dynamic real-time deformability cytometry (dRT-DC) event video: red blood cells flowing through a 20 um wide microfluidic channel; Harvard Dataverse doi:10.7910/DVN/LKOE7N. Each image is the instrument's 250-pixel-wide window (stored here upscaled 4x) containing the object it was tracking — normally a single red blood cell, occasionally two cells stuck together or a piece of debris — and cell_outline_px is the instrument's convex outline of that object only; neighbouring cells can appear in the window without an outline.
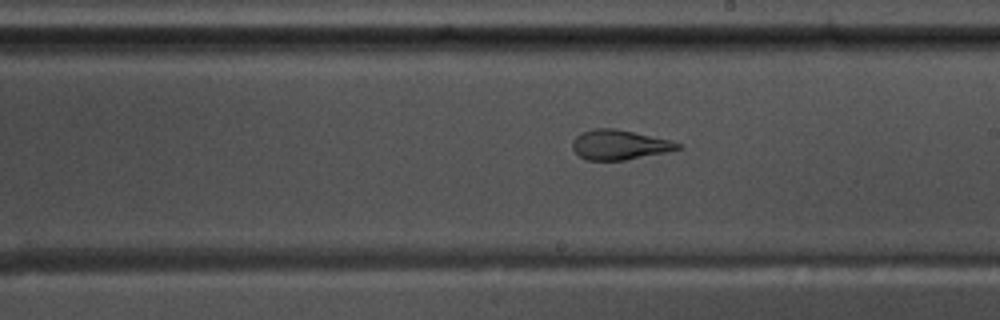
{"species": "common noctule bat (a hibernating species)", "species_latin": "Nyctalus noctula", "temperature_condition": "warm", "stored_images_in_passage": 49, "camera_frame_rate_fps": 3000, "um_per_image_px": 0.085, "animal": {"sex": "male", "body_mass_g": 17.5, "forearm_length_mm": 52.3}, "frame": {"image": 1, "passage_image": 26, "time_ms": 8.333, "image_size_px": [1000, 320], "cell_outline_px": [[684, 148], [624, 160], [588, 160], [580, 156], [572, 148], [572, 140], [580, 132], [596, 128], [612, 128], [672, 140], [680, 144]], "centroid_in_image_um": [52.63, 12.3], "position_along_channel_um": 236.4, "area_um2": 18.09}}
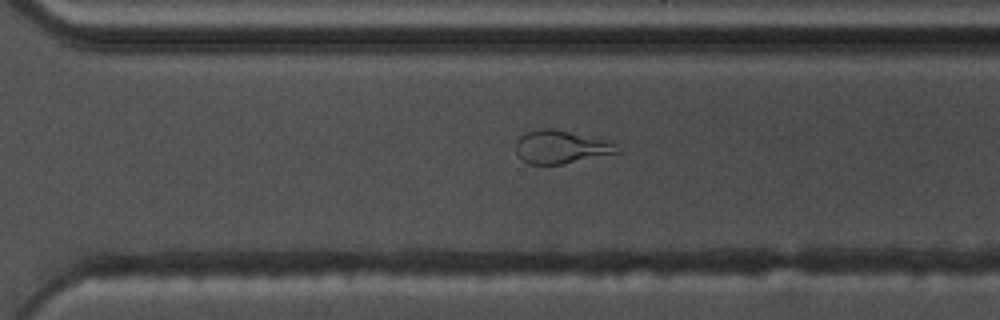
{"frame": {"image": 2, "passage_image": 33, "time_ms": 10.667, "image_size_px": [1000, 320], "cell_outline_px": [[620, 152], [560, 164], [528, 164], [520, 160], [516, 152], [516, 140], [520, 136], [528, 132], [540, 128], [552, 128], [604, 140], [616, 144], [620, 148]], "centroid_in_image_um": [47.62, 12.5], "position_along_channel_um": 323.0, "area_um2": 19.31}}
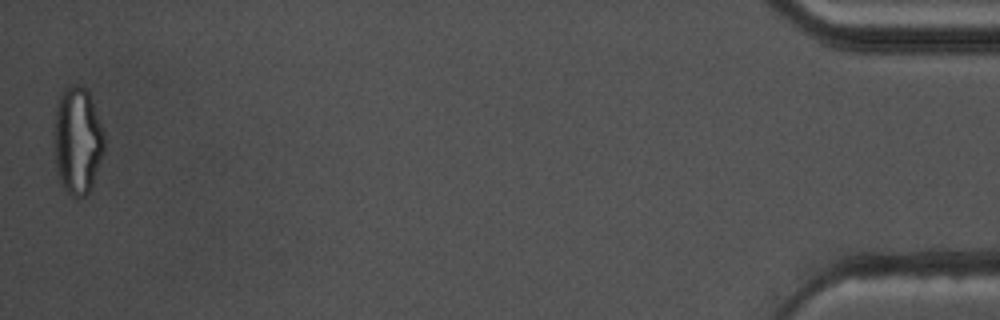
{"frame": {"image": 3, "passage_image": 49, "time_ms": 16.0, "image_size_px": [1000, 320], "cell_outline_px": [[104, 152], [92, 184], [88, 192], [84, 196], [76, 200], [60, 184], [56, 164], [52, 140], [52, 132], [56, 108], [60, 96], [64, 88], [72, 84], [76, 84], [84, 88], [88, 92], [104, 132]], "centroid_in_image_um": [6.55, 11.96], "position_along_channel_um": 428.6, "area_um2": 31.67}, "authors_computed_cell_mechanics": {"area_um2": 20.4612, "velocity_mm_per_s": 3.7145, "shape_relaxation_time_tau1_ms": 8.826, "shape_relaxation_time_tau2_ms": 1.3673, "deformation_change_tau1": 0.2836, "deformation_change_tau2": 0.1002}}